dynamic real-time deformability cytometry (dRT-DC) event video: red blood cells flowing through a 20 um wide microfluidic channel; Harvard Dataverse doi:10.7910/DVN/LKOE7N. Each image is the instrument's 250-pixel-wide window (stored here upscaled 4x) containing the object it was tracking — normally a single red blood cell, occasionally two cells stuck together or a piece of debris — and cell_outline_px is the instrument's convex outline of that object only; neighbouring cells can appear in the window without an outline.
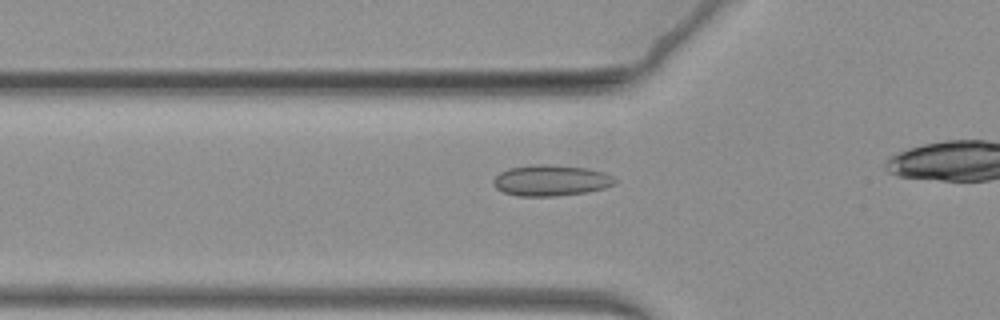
{"species": "common noctule bat (a hibernating species)", "species_latin": "Nyctalus noctula", "temperature_condition": "warm", "stored_images_in_passage": 33, "camera_frame_rate_fps": 3000, "um_per_image_px": 0.085, "animal": {"sex": "female", "body_mass_g": 19.3, "forearm_length_mm": 54.1}, "frame": {"image": 1, "passage_image": 2, "time_ms": 0.333, "image_size_px": [1000, 320], "cell_outline_px": [[620, 180], [616, 184], [604, 188], [588, 192], [556, 196], [516, 196], [504, 192], [496, 188], [492, 184], [492, 180], [500, 172], [508, 168], [536, 164], [552, 164], [588, 168], [604, 172]], "centroid_in_image_um": [46.85, 15.33], "position_along_channel_um": 78.9, "area_um2": 22.31}}
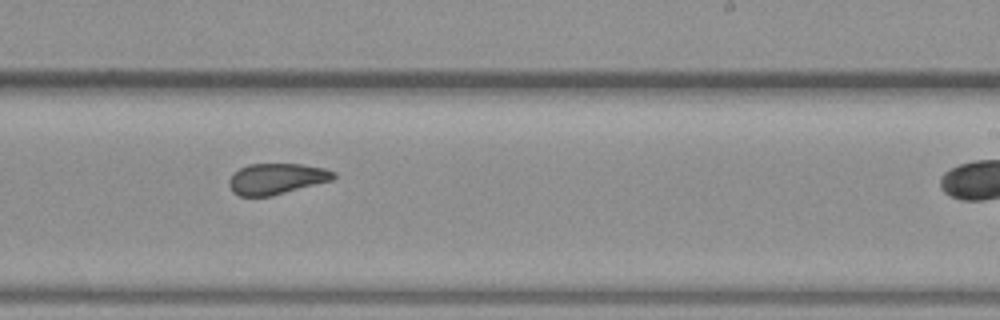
{"frame": {"image": 2, "passage_image": 20, "time_ms": 6.333, "image_size_px": [1000, 320], "cell_outline_px": [[336, 176], [332, 180], [272, 196], [240, 196], [232, 192], [228, 184], [228, 180], [240, 168], [248, 164], [300, 164], [324, 168], [336, 172]], "centroid_in_image_um": [23.5, 15.2], "position_along_channel_um": 265.5, "area_um2": 18.79}}
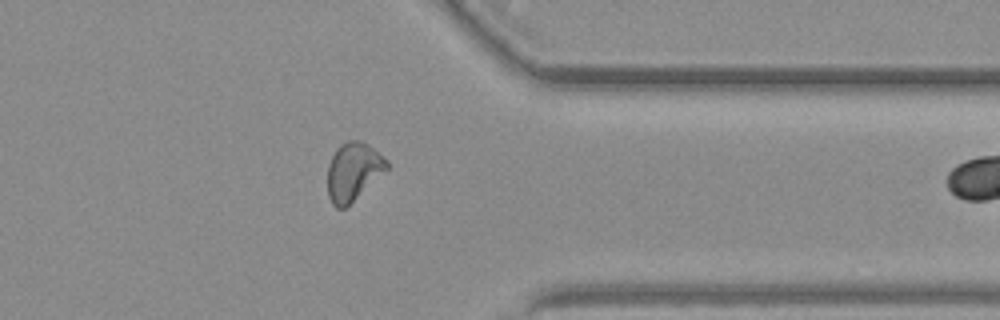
{"frame": {"image": 3, "passage_image": 32, "time_ms": 10.333, "image_size_px": [1000, 320], "cell_outline_px": [[388, 168], [344, 208], [336, 208], [332, 204], [328, 196], [328, 164], [336, 148], [340, 144], [348, 140], [360, 140], [368, 144], [388, 160]], "centroid_in_image_um": [30.0, 14.55], "position_along_channel_um": 381.4, "area_um2": 19.77}}